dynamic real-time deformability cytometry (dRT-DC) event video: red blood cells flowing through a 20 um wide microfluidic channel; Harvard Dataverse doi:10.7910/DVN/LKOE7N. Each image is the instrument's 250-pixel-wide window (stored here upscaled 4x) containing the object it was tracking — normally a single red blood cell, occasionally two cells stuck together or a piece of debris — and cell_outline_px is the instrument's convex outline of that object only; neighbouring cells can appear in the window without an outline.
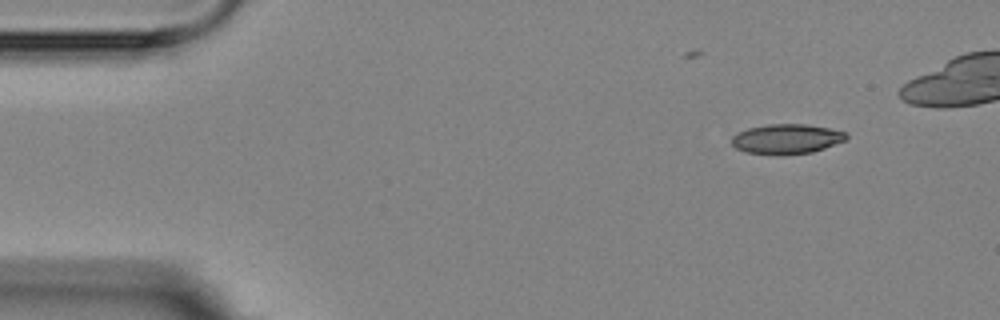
{"species": "Egyptian fruit bat (a non-hibernating species)", "species_latin": "Rousettus aegyptiacus", "temperature_condition": "room temperature", "stored_images_in_passage": 4, "camera_frame_rate_fps": 3000, "um_per_image_px": 0.085, "animal": {"sex": "female"}, "frame": {"image": 1, "passage_image": 1, "time_ms": 0.0, "image_size_px": [1000, 320], "cell_outline_px": [[848, 140], [812, 152], [780, 156], [776, 156], [744, 152], [736, 148], [732, 144], [732, 136], [736, 132], [748, 128], [768, 124], [804, 124], [828, 128], [848, 132]], "centroid_in_image_um": [66.86, 11.83], "position_along_channel_um": 18.1, "area_um2": 20.35}}